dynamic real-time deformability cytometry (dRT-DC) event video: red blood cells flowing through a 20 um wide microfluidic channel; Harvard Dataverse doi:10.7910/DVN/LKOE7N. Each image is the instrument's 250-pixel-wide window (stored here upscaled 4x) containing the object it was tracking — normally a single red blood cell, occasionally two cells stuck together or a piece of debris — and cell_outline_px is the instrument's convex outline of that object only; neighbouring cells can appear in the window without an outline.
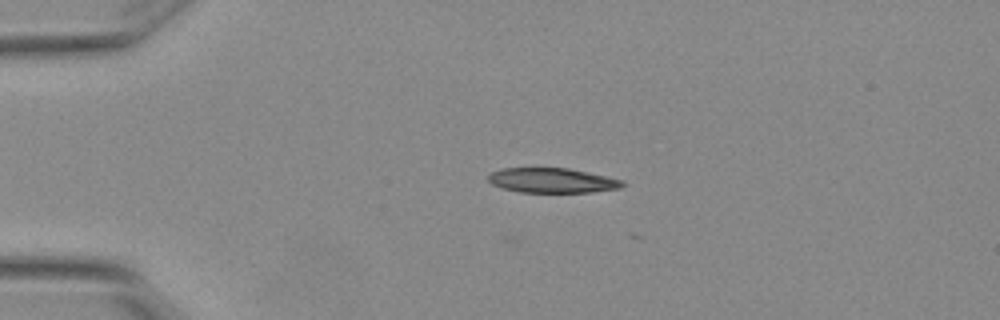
{"species": "Egyptian fruit bat (a non-hibernating species)", "species_latin": "Rousettus aegyptiacus", "temperature_condition": "warm", "stored_images_in_passage": 3, "camera_frame_rate_fps": 3000, "um_per_image_px": 0.085, "animal": {"sex": "female"}, "frame": {"image": 1, "passage_image": 2, "time_ms": 0.333, "image_size_px": [1000, 320], "cell_outline_px": [[624, 184], [620, 188], [592, 192], [520, 192], [500, 188], [492, 184], [488, 180], [488, 176], [492, 172], [504, 168], [568, 168], [588, 172], [624, 180]], "centroid_in_image_um": [46.93, 15.34], "position_along_channel_um": 38.1, "area_um2": 19.36}}